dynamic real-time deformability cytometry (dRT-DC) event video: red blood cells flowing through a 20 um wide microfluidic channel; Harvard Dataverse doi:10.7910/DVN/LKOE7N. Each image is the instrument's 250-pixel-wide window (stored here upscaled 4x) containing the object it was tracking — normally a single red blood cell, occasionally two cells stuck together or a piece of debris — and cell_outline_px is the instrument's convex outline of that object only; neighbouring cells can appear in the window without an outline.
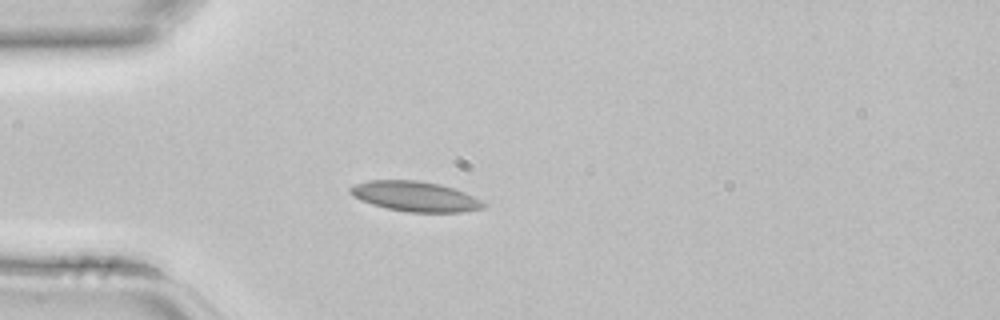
{"species": "common noctule bat (a hibernating species)", "species_latin": "Nyctalus noctula", "temperature_condition": "room temperature", "stored_images_in_passage": 2, "camera_frame_rate_fps": 3000, "um_per_image_px": 0.085, "animal": {"sex": "female", "body_mass_g": 22.7, "forearm_length_mm": 54.2}, "frame": {"image": 1, "passage_image": 2, "time_ms": 0.333, "image_size_px": [1000, 320], "cell_outline_px": [[488, 204], [484, 208], [460, 212], [408, 212], [388, 208], [372, 204], [360, 200], [348, 192], [348, 188], [352, 184], [368, 180], [420, 180], [440, 184], [464, 192]], "centroid_in_image_um": [35.25, 16.68], "position_along_channel_um": 49.7, "area_um2": 23.41}}